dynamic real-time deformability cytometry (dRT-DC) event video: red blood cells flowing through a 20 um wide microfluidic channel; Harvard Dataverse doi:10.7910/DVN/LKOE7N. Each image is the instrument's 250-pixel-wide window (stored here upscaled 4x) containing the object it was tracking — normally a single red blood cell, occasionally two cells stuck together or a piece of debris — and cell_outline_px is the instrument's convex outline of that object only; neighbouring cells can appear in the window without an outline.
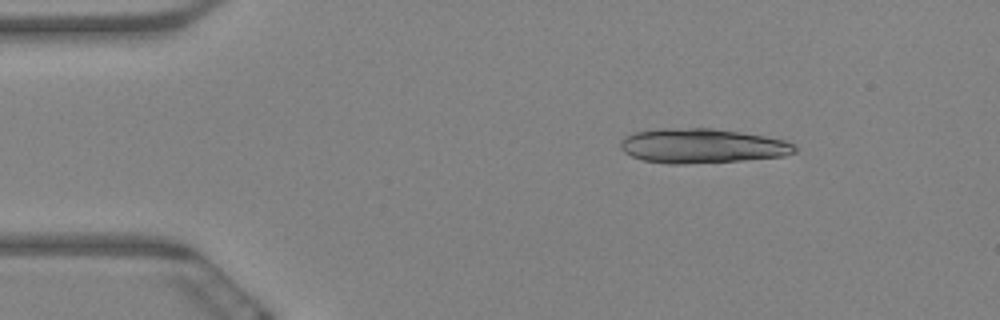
{"species": "Egyptian fruit bat (a non-hibernating species)", "species_latin": "Rousettus aegyptiacus", "temperature_condition": "warm", "stored_images_in_passage": 60, "segment_of_instrument_passage": [1, 2], "camera_frame_rate_fps": 3000, "um_per_image_px": 0.085, "animal": {"sex": "female"}, "frame": {"image": 1, "passage_image": 9, "time_ms": 2.667, "image_size_px": [1000, 320], "cell_outline_px": [[796, 152], [784, 156], [744, 160], [680, 164], [668, 164], [644, 160], [632, 156], [624, 152], [620, 148], [620, 140], [624, 136], [636, 132], [660, 128], [712, 128], [740, 132], [764, 136], [784, 140], [792, 144], [796, 148]], "centroid_in_image_um": [59.64, 12.4], "position_along_channel_um": 25.4, "area_um2": 35.03}}